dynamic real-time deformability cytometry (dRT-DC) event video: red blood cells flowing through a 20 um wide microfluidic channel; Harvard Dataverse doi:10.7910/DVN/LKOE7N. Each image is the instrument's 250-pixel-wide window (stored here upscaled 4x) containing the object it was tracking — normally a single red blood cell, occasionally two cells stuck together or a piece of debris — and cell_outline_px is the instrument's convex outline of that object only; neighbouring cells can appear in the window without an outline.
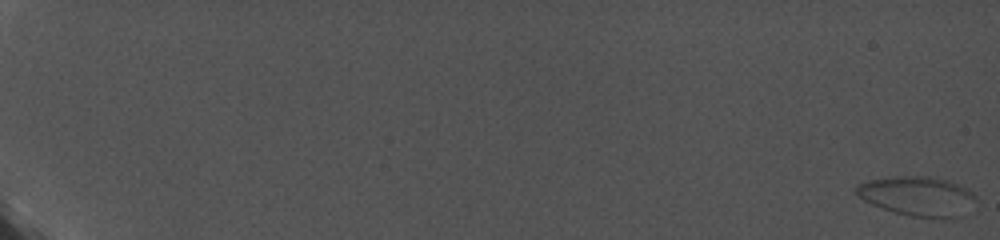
{"species": "common noctule bat (a hibernating species)", "species_latin": "Nyctalus noctula", "temperature_condition": "cold", "stored_images_in_passage": 100, "camera_frame_rate_fps": 5000, "um_per_image_px": 0.085, "animal": {"sex": "female", "body_mass_g": 19.0, "forearm_length_mm": 56.7}, "frame": {"image": 1, "passage_image": 1, "time_ms": 0.0, "image_size_px": [1000, 240], "cell_outline_px": [[976, 200], [964, 216], [912, 216], [896, 212], [872, 204], [864, 200], [856, 192], [856, 188], [860, 184], [872, 180], [896, 176], [936, 176], [960, 184], [968, 188], [976, 196]], "centroid_in_image_um": [78.07, 16.64], "position_along_channel_um": 6.9, "area_um2": 27.05}}
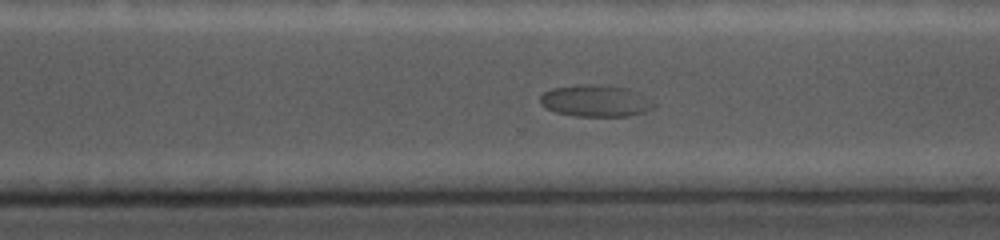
{"frame": {"image": 2, "passage_image": 82, "time_ms": 16.2, "image_size_px": [1000, 240], "cell_outline_px": [[656, 108], [644, 112], [628, 116], [576, 116], [556, 112], [540, 104], [540, 96], [544, 92], [552, 88], [588, 84], [628, 88], [636, 92], [656, 104]], "centroid_in_image_um": [50.63, 8.58], "position_along_channel_um": 320.0, "area_um2": 20.75}}
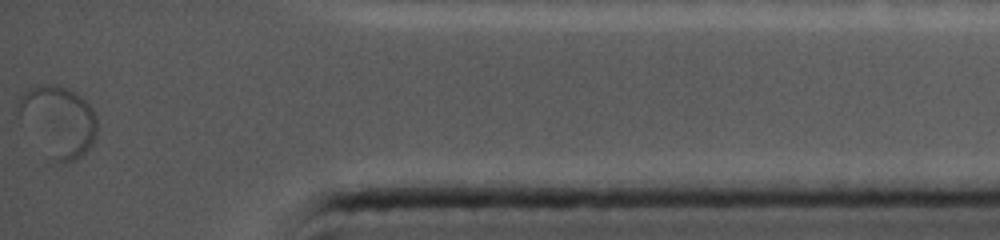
{"frame": {"image": 3, "passage_image": 100, "time_ms": 19.8, "image_size_px": [1000, 240], "cell_outline_px": [[96, 136], [92, 144], [80, 156], [64, 164], [56, 164], [20, 124], [16, 112], [16, 104], [32, 88], [48, 84], [68, 88], [80, 96], [92, 108], [96, 116]], "centroid_in_image_um": [4.92, 10.34], "position_along_channel_um": 430.3, "area_um2": 32.37}}